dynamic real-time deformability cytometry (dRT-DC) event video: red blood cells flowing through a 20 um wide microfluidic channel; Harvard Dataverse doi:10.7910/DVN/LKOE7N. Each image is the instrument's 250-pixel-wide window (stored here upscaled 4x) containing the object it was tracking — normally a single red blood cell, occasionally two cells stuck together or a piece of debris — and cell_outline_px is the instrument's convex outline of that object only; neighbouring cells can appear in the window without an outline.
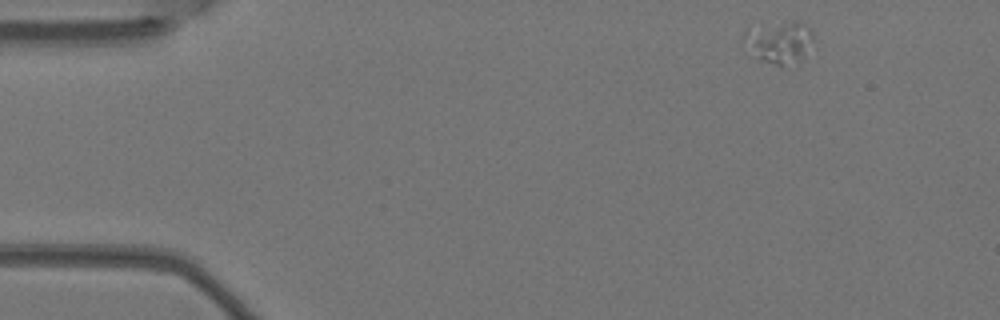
{"species": "Egyptian fruit bat (a non-hibernating species)", "species_latin": "Rousettus aegyptiacus", "temperature_condition": "warm", "stored_images_in_passage": 4, "camera_frame_rate_fps": 3000, "um_per_image_px": 0.085, "animal": {"sex": "female"}, "frame": {"image": 1, "passage_image": 1, "time_ms": 0.0, "image_size_px": [1000, 320], "cell_outline_px": [[816, 48], [800, 60], [784, 64], [776, 64], [764, 60], [744, 52], [740, 40], [740, 36], [744, 32], [792, 20], [800, 20], [812, 32]], "centroid_in_image_um": [66.25, 3.6], "position_along_channel_um": 18.7, "area_um2": 17.34}}